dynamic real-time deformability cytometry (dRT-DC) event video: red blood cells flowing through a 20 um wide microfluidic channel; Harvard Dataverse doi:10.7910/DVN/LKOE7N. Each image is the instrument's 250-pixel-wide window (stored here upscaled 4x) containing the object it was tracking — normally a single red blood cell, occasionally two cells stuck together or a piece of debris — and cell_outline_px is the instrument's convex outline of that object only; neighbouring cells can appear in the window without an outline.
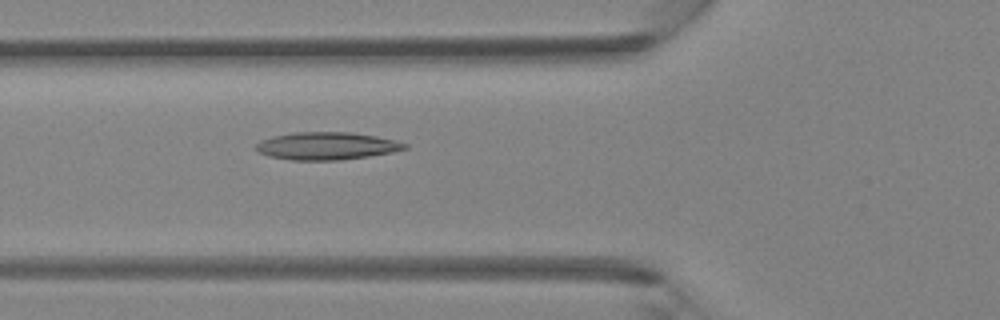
{"species": "Egyptian fruit bat (a non-hibernating species)", "species_latin": "Rousettus aegyptiacus", "temperature_condition": "room temperature", "stored_images_in_passage": 35, "camera_frame_rate_fps": 3000, "um_per_image_px": 0.085, "animal": {"sex": "female"}, "frame": {"image": 1, "passage_image": 9, "time_ms": 2.667, "image_size_px": [1000, 320], "cell_outline_px": [[408, 148], [392, 152], [368, 156], [340, 160], [292, 160], [268, 156], [256, 152], [256, 144], [260, 140], [272, 136], [292, 132], [348, 132], [376, 136], [408, 144]], "centroid_in_image_um": [27.71, 12.4], "position_along_channel_um": 98.1, "area_um2": 23.93}}
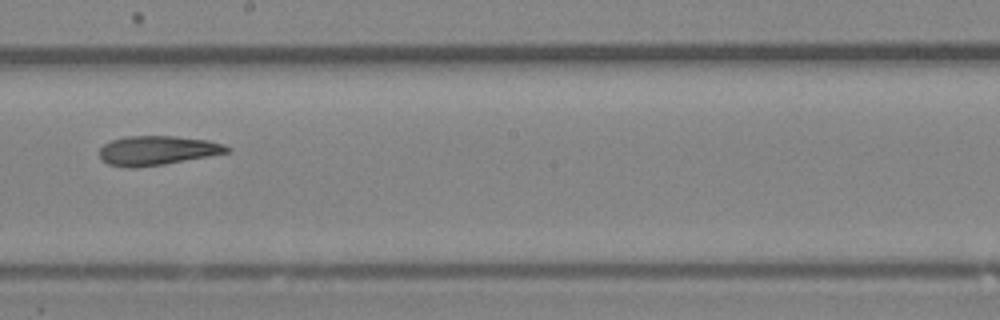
{"frame": {"image": 2, "passage_image": 18, "time_ms": 5.667, "image_size_px": [1000, 320], "cell_outline_px": [[232, 148], [228, 152], [208, 156], [164, 164], [136, 168], [128, 168], [108, 164], [100, 160], [100, 148], [104, 144], [112, 140], [124, 136], [176, 136], [208, 140], [224, 144]], "centroid_in_image_um": [13.34, 12.79], "position_along_channel_um": 234.9, "area_um2": 21.85}}
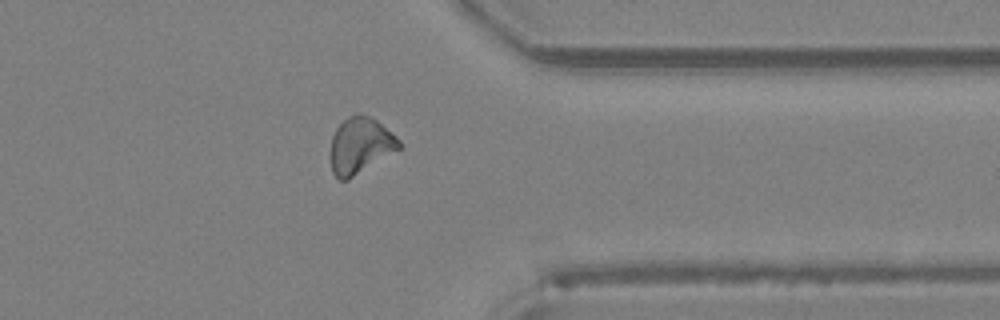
{"frame": {"image": 3, "passage_image": 28, "time_ms": 9.0, "image_size_px": [1000, 320], "cell_outline_px": [[400, 148], [348, 180], [340, 180], [332, 172], [332, 136], [336, 128], [348, 116], [356, 112], [360, 112], [376, 120], [396, 136], [400, 140]], "centroid_in_image_um": [30.62, 12.35], "position_along_channel_um": 380.8, "area_um2": 22.08}}